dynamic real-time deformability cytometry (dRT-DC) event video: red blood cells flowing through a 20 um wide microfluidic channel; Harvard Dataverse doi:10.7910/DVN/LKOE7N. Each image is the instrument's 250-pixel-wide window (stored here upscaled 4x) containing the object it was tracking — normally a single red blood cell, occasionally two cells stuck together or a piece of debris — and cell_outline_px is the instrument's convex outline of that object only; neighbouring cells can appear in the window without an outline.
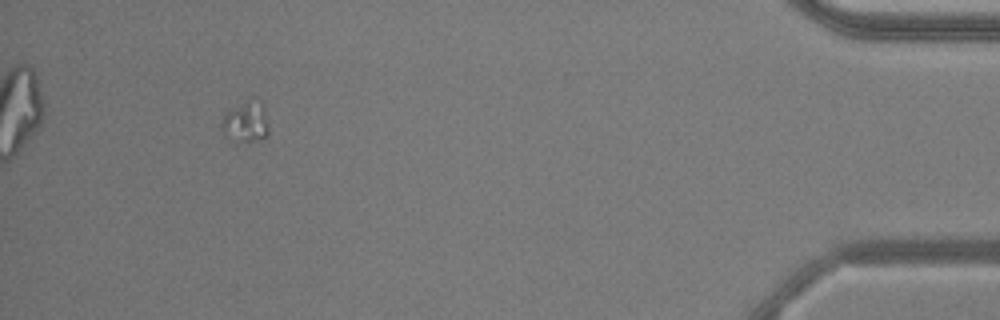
{"species": "common noctule bat (a hibernating species)", "species_latin": "Nyctalus noctula", "temperature_condition": "warm", "stored_images_in_passage": 38, "camera_frame_rate_fps": 3000, "um_per_image_px": 0.085, "animal": {"sex": "male", "body_mass_g": 20.5, "forearm_length_mm": 52.5}, "frame": {"image": 1, "passage_image": 34, "time_ms": 11.0, "image_size_px": [1000, 320], "cell_outline_px": [[268, 132], [260, 140], [232, 144], [224, 136], [220, 124], [224, 112], [248, 96], [260, 100], [264, 108], [268, 124]], "centroid_in_image_um": [20.83, 10.34], "position_along_channel_um": 414.4, "area_um2": 12.14}}